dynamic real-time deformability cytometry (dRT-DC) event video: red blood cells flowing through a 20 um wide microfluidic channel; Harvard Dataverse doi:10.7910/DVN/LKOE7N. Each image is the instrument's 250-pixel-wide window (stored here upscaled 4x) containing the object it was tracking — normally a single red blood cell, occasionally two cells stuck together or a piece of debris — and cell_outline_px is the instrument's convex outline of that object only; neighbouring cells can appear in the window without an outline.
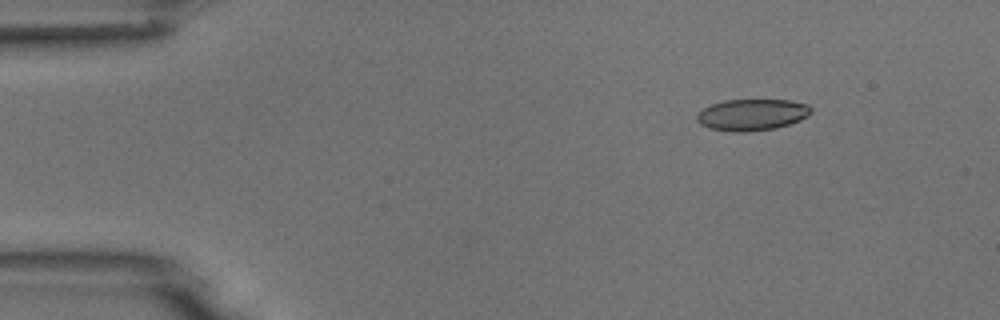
{"species": "common noctule bat (a hibernating species)", "species_latin": "Nyctalus noctula", "temperature_condition": "room temperature", "stored_images_in_passage": 8, "camera_frame_rate_fps": 3000, "um_per_image_px": 0.085, "animal": {"sex": "male", "body_mass_g": 18.8}, "frame": {"image": 1, "passage_image": 2, "time_ms": 1.333, "image_size_px": [1000, 320], "cell_outline_px": [[812, 112], [808, 116], [800, 120], [776, 128], [744, 132], [732, 132], [708, 128], [700, 124], [696, 120], [696, 116], [704, 108], [712, 104], [724, 100], [788, 100], [808, 104], [812, 108]], "centroid_in_image_um": [63.92, 9.75], "position_along_channel_um": 21.1, "area_um2": 20.98}}
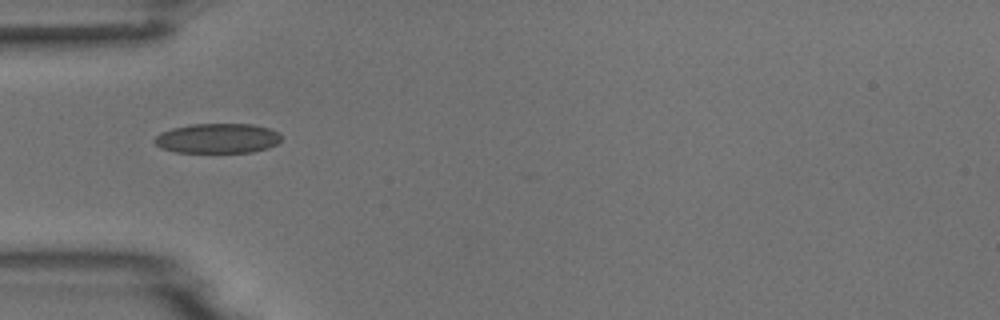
{"frame": {"image": 2, "passage_image": 5, "time_ms": 4.667, "image_size_px": [1000, 320], "cell_outline_px": [[280, 140], [276, 144], [268, 148], [252, 152], [176, 152], [160, 148], [152, 140], [160, 132], [172, 128], [192, 124], [252, 124], [268, 128], [280, 132]], "centroid_in_image_um": [18.47, 11.76], "position_along_channel_um": 66.5, "area_um2": 22.08}}